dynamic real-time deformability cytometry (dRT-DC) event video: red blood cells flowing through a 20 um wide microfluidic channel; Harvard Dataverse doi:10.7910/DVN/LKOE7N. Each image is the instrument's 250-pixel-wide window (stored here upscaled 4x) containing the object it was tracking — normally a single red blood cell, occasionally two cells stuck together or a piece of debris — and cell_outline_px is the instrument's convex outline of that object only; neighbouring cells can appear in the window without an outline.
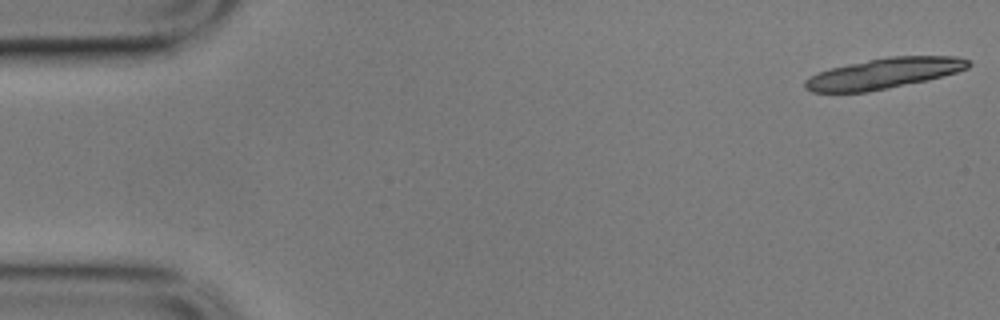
{"species": "common noctule bat (a hibernating species)", "species_latin": "Nyctalus noctula", "temperature_condition": "cold", "stored_images_in_passage": 6, "camera_frame_rate_fps": 3000, "um_per_image_px": 0.085, "animal": {"sex": "male", "body_mass_g": 17.9}, "frame": {"image": 1, "passage_image": 1, "time_ms": 0.0, "image_size_px": [1000, 320], "cell_outline_px": [[972, 64], [968, 68], [956, 72], [928, 80], [868, 92], [812, 92], [804, 88], [804, 80], [820, 72], [832, 68], [848, 64], [888, 56], [956, 56], [968, 60]], "centroid_in_image_um": [75.15, 6.24], "position_along_channel_um": 9.9, "area_um2": 28.9}}